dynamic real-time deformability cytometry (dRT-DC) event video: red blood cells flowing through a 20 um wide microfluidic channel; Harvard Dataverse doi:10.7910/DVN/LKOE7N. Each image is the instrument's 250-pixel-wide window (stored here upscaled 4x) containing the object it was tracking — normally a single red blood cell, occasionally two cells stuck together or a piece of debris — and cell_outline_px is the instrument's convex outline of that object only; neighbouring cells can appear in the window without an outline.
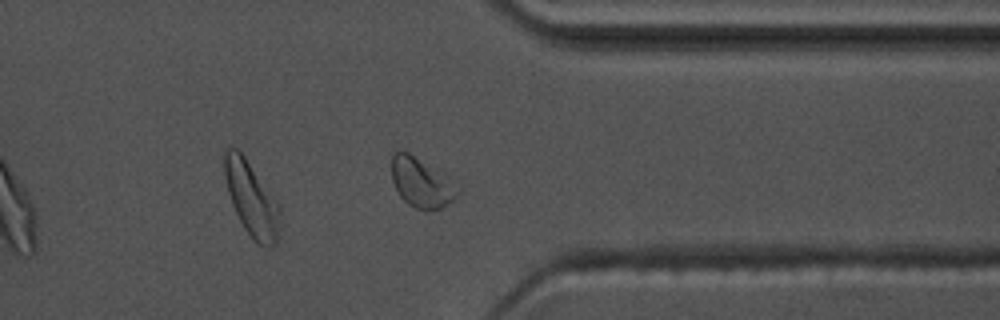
{"species": "common noctule bat (a hibernating species)", "species_latin": "Nyctalus noctula", "temperature_condition": "warm", "stored_images_in_passage": 42, "camera_frame_rate_fps": 3000, "um_per_image_px": 0.085, "animal": {"sex": "male", "body_mass_g": 17.5, "forearm_length_mm": 52.3}, "frame": {"image": 1, "passage_image": 30, "time_ms": 9.667, "image_size_px": [1000, 320], "cell_outline_px": [[460, 192], [452, 200], [440, 208], [428, 212], [416, 208], [408, 204], [400, 196], [392, 180], [392, 156], [396, 152], [408, 152], [444, 172], [460, 188]], "centroid_in_image_um": [35.85, 15.54], "position_along_channel_um": 375.5, "area_um2": 19.19}}
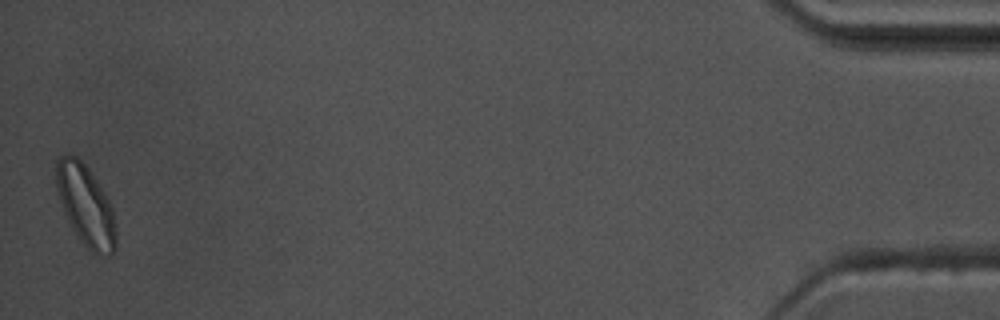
{"frame": {"image": 2, "passage_image": 42, "time_ms": 13.667, "image_size_px": [1000, 320], "cell_outline_px": [[116, 248], [108, 256], [100, 256], [92, 252], [80, 240], [72, 228], [68, 220], [60, 200], [56, 188], [56, 160], [60, 156], [76, 156], [88, 168], [104, 192], [112, 208], [116, 224]], "centroid_in_image_um": [7.3, 17.49], "position_along_channel_um": 427.9, "area_um2": 27.86}, "authors_computed_cell_mechanics": {"area_um2": 17.1666, "velocity_mm_per_s": 3.5151, "shape_relaxation_time_tau1_ms": 3.4735, "shape_relaxation_time_tau2_ms": 2.7592, "deformation_change_tau1": 0.0945, "deformation_change_tau2": 0.0676}}